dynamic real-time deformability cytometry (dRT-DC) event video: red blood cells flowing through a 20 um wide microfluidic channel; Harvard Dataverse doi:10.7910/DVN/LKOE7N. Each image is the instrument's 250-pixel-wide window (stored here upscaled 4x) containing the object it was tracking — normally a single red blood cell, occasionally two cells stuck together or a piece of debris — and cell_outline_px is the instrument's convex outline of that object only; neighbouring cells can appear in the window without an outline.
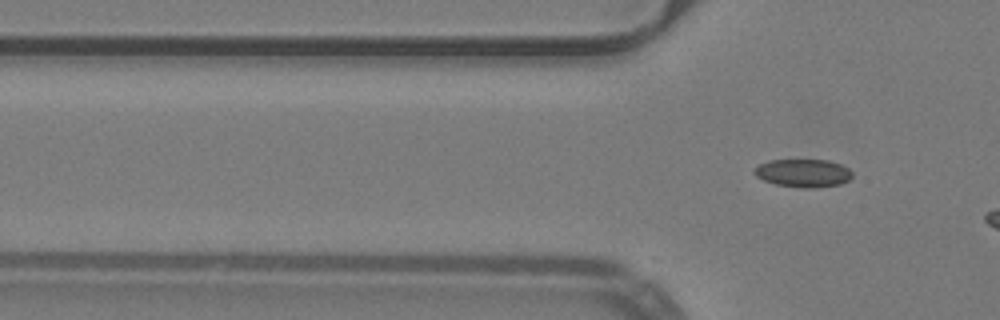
{"species": "common noctule bat (a hibernating species)", "species_latin": "Nyctalus noctula", "temperature_condition": "warm", "stored_images_in_passage": 12, "camera_frame_rate_fps": 3000, "um_per_image_px": 0.085, "animal": {"sex": "male", "body_mass_g": 19.2, "forearm_length_mm": 51.8}, "frame": {"image": 1, "passage_image": 12, "time_ms": 3.667, "image_size_px": [1000, 320], "cell_outline_px": [[852, 176], [848, 180], [840, 184], [812, 188], [804, 188], [776, 184], [764, 180], [756, 176], [752, 172], [760, 164], [768, 160], [828, 160], [840, 164], [848, 168], [852, 172]], "centroid_in_image_um": [68.27, 14.71], "position_along_channel_um": 57.5, "area_um2": 15.9}}